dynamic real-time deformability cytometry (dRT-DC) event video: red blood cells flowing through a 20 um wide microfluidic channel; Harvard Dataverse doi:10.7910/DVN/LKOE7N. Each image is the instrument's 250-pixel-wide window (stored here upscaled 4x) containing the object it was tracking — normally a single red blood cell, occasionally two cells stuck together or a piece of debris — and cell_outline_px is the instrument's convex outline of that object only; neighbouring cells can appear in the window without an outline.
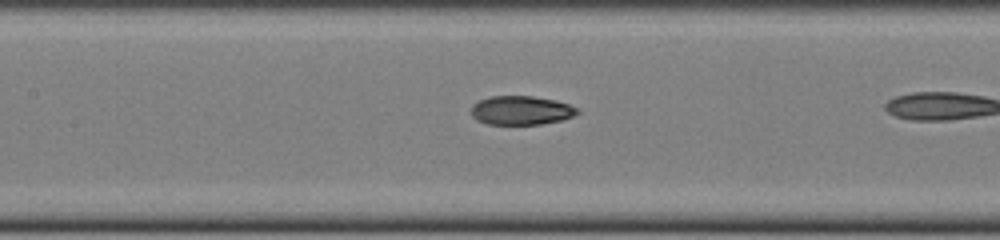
{"species": "common noctule bat (a hibernating species)", "species_latin": "Nyctalus noctula", "temperature_condition": "cold", "stored_images_in_passage": 26, "camera_frame_rate_fps": 3000, "um_per_image_px": 0.085, "animal": {"sex": "female", "body_mass_g": 22.0, "forearm_length_mm": 56.7}, "frame": {"image": 1, "passage_image": 19, "time_ms": 6.0, "image_size_px": [1000, 240], "cell_outline_px": [[580, 112], [572, 116], [560, 120], [540, 124], [488, 124], [476, 120], [472, 116], [472, 104], [480, 100], [492, 96], [532, 96], [556, 100], [568, 104], [576, 108]], "centroid_in_image_um": [44.27, 9.38], "position_along_channel_um": 163.1, "area_um2": 17.74}}
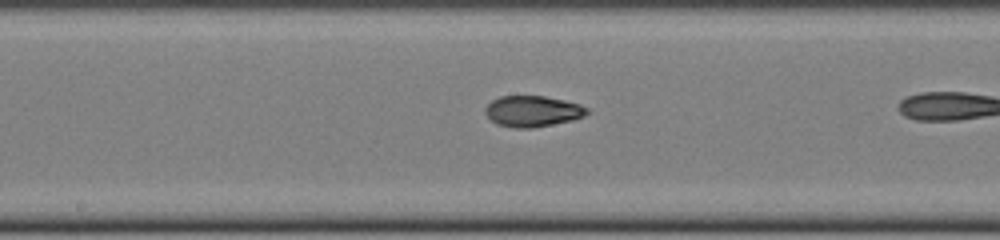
{"frame": {"image": 2, "passage_image": 22, "time_ms": 7.0, "image_size_px": [1000, 240], "cell_outline_px": [[592, 112], [584, 116], [572, 120], [532, 128], [516, 128], [496, 124], [484, 112], [484, 108], [492, 100], [500, 96], [544, 96], [564, 100], [580, 104], [588, 108]], "centroid_in_image_um": [45.29, 9.45], "position_along_channel_um": 202.9, "area_um2": 18.44}}